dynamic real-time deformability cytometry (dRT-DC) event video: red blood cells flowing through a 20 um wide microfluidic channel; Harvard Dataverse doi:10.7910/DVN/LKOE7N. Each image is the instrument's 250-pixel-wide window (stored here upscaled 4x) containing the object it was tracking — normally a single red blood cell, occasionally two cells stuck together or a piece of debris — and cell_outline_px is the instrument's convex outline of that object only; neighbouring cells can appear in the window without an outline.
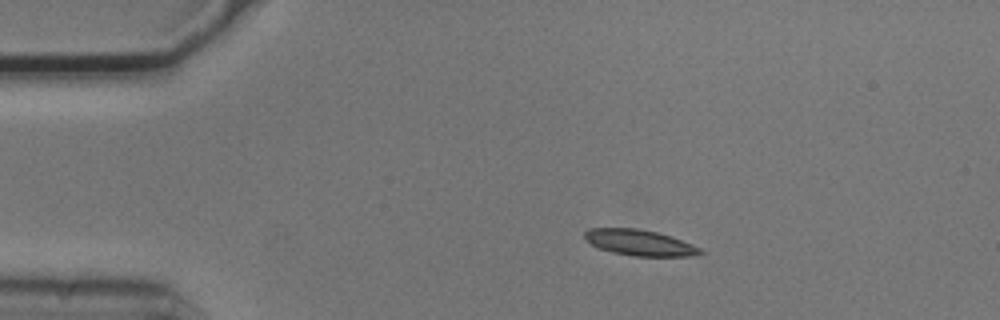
{"species": "common noctule bat (a hibernating species)", "species_latin": "Nyctalus noctula", "temperature_condition": "cold", "stored_images_in_passage": 31, "camera_frame_rate_fps": 3000, "um_per_image_px": 0.085, "animal": {"sex": "male", "body_mass_g": 20.5, "forearm_length_mm": 52.5}, "frame": {"image": 1, "passage_image": 10, "time_ms": 3.0, "image_size_px": [1000, 320], "cell_outline_px": [[704, 252], [692, 256], [632, 256], [612, 252], [596, 248], [584, 236], [584, 232], [588, 228], [636, 228], [656, 232], [672, 236], [692, 244], [700, 248]], "centroid_in_image_um": [54.35, 20.62], "position_along_channel_um": 30.6, "area_um2": 17.46}}
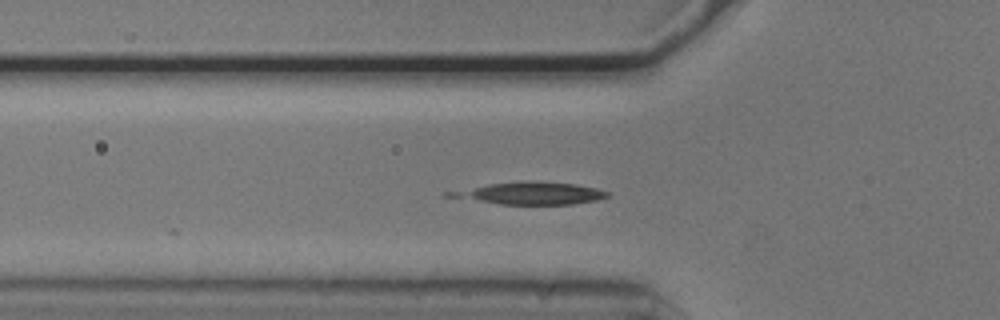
{"frame": {"image": 2, "passage_image": 18, "time_ms": 5.667, "image_size_px": [1000, 320], "cell_outline_px": [[608, 196], [596, 200], [572, 204], [500, 204], [480, 200], [472, 196], [468, 192], [476, 188], [488, 184], [520, 180], [576, 184], [596, 188], [608, 192]], "centroid_in_image_um": [45.62, 16.41], "position_along_channel_um": 80.2, "area_um2": 18.38}}
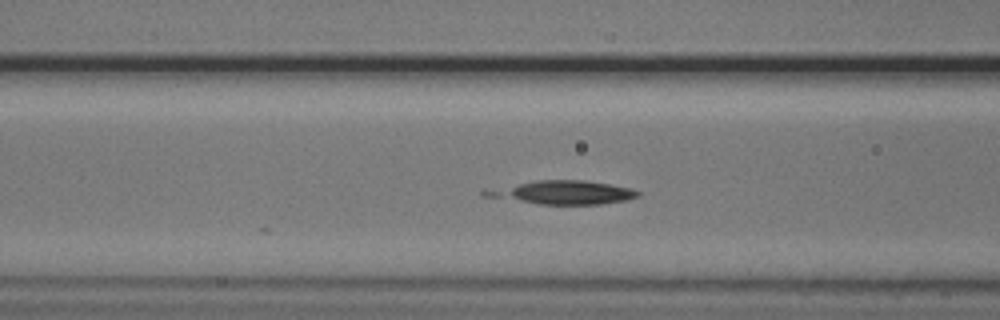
{"frame": {"image": 3, "passage_image": 21, "time_ms": 6.667, "image_size_px": [1000, 320], "cell_outline_px": [[640, 196], [624, 200], [600, 204], [540, 204], [480, 196], [480, 192], [536, 180], [584, 180], [632, 188], [640, 192]], "centroid_in_image_um": [47.85, 16.36], "position_along_channel_um": 118.7, "area_um2": 20.58}}